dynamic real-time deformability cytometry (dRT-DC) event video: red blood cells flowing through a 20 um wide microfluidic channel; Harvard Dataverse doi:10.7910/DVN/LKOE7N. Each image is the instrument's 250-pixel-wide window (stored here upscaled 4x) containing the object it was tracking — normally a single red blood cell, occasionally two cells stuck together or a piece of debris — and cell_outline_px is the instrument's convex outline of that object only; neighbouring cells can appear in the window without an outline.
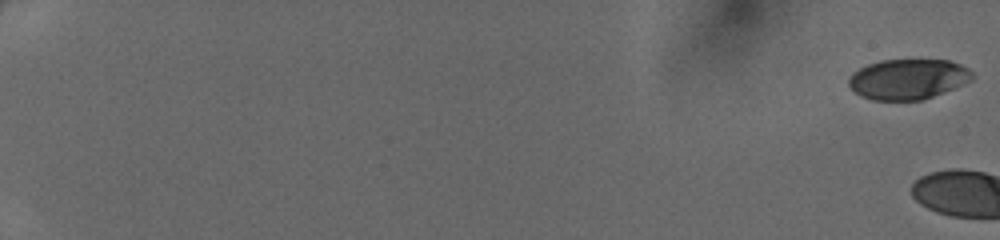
{"species": "human", "species_latin": "Homo sapiens", "temperature_condition": "cold", "stored_images_in_passage": 3, "camera_frame_rate_fps": 3000, "um_per_image_px": 0.085, "donor": {"sex": "female"}, "frame": {"image": 1, "passage_image": 1, "time_ms": 0.0, "image_size_px": [1000, 240], "cell_outline_px": [[972, 80], [944, 92], [920, 100], [872, 100], [860, 96], [848, 84], [848, 80], [860, 68], [868, 64], [880, 60], [948, 60], [960, 64], [968, 68], [972, 72]], "centroid_in_image_um": [77.19, 6.72], "position_along_channel_um": 7.8, "area_um2": 28.73}}